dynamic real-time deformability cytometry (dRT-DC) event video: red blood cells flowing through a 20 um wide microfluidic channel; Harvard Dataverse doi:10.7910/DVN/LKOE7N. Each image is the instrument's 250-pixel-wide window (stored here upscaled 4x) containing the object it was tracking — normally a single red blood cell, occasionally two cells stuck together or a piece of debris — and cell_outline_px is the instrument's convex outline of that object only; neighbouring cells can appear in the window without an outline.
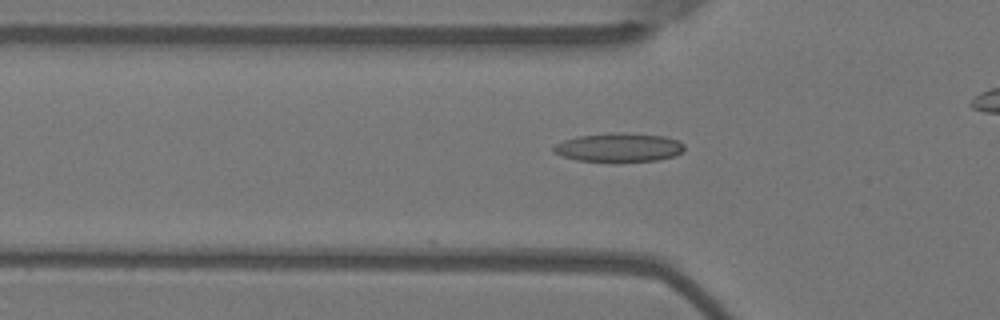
{"species": "Egyptian fruit bat (a non-hibernating species)", "species_latin": "Rousettus aegyptiacus", "temperature_condition": "warm", "stored_images_in_passage": 30, "camera_frame_rate_fps": 3000, "um_per_image_px": 0.085, "animal": {"sex": "female"}, "frame": {"image": 1, "passage_image": 3, "time_ms": 0.667, "image_size_px": [1000, 320], "cell_outline_px": [[684, 148], [676, 156], [656, 160], [616, 164], [612, 164], [576, 160], [552, 152], [552, 148], [556, 144], [564, 140], [576, 136], [612, 132], [620, 132], [664, 136], [676, 140], [684, 144]], "centroid_in_image_um": [52.57, 12.57], "position_along_channel_um": 73.2, "area_um2": 22.72}}
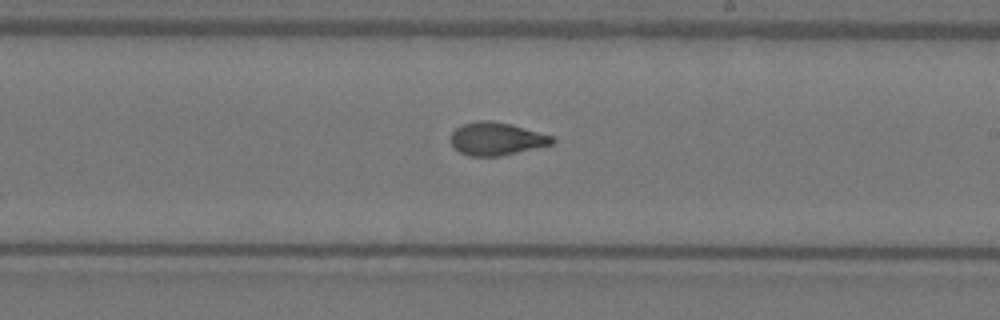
{"frame": {"image": 2, "passage_image": 17, "time_ms": 5.333, "image_size_px": [1000, 320], "cell_outline_px": [[556, 140], [552, 144], [500, 156], [472, 156], [460, 152], [452, 144], [452, 132], [456, 128], [464, 124], [476, 120], [492, 120], [512, 124], [552, 136]], "centroid_in_image_um": [42.21, 11.78], "position_along_channel_um": 246.8, "area_um2": 19.25}}
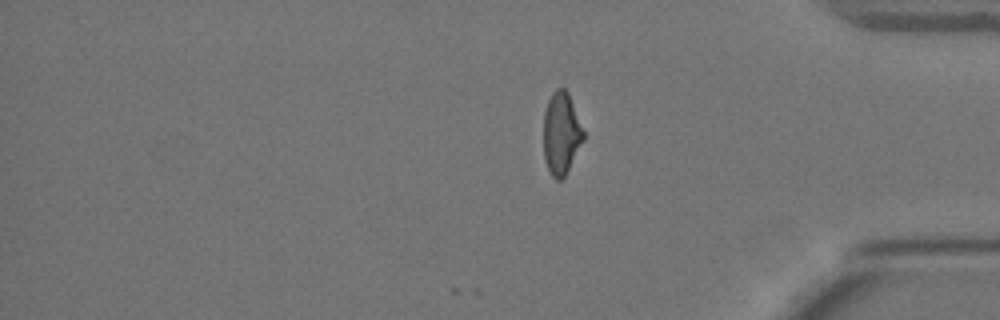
{"frame": {"image": 3, "passage_image": 30, "time_ms": 9.667, "image_size_px": [1000, 320], "cell_outline_px": [[584, 140], [564, 176], [560, 180], [556, 180], [552, 176], [548, 168], [544, 156], [544, 112], [548, 100], [552, 92], [556, 88], [564, 88], [568, 92], [584, 132]], "centroid_in_image_um": [47.7, 11.31], "position_along_channel_um": 387.5, "area_um2": 18.9}, "authors_computed_cell_mechanics": {"area_um2": 19.5364, "velocity_mm_per_s": 3.6896, "shape_relaxation_time_tau1_ms": 8.9031, "shape_relaxation_time_tau2_ms": 1.5212, "deformation_change_tau1": 0.2414, "deformation_change_tau2": 0.081}}